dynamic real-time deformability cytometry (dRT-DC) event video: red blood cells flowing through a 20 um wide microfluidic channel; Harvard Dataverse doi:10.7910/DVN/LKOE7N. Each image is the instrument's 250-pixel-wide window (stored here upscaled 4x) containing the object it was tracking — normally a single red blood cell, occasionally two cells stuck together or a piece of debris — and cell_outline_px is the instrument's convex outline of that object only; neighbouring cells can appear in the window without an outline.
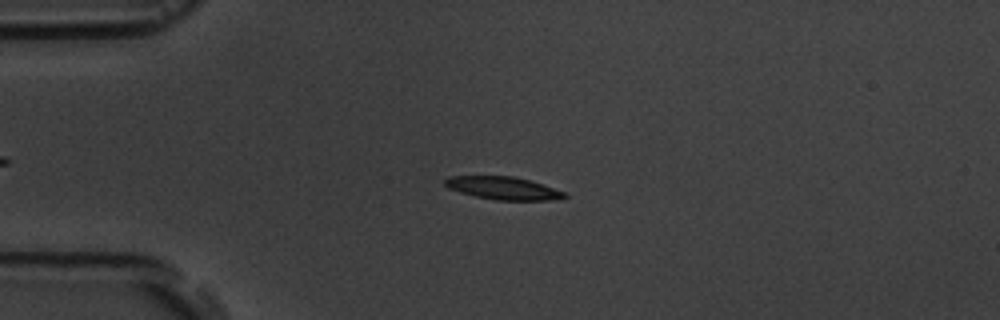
{"species": "common noctule bat (a hibernating species)", "species_latin": "Nyctalus noctula", "temperature_condition": "room temperature", "stored_images_in_passage": 6, "camera_frame_rate_fps": 3000, "um_per_image_px": 0.085, "animal": {"sex": "male", "body_mass_g": 19.5, "forearm_length_mm": 54.6}, "frame": {"image": 1, "passage_image": 3, "time_ms": 2.333, "image_size_px": [1000, 320], "cell_outline_px": [[568, 196], [552, 200], [496, 200], [476, 196], [460, 192], [448, 188], [444, 184], [444, 180], [448, 176], [512, 176], [528, 180], [564, 192]], "centroid_in_image_um": [42.71, 15.99], "position_along_channel_um": 42.3, "area_um2": 15.61}}
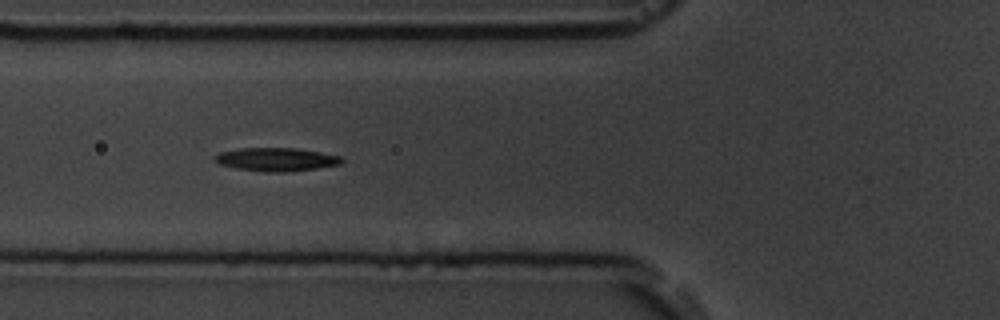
{"frame": {"image": 2, "passage_image": 5, "time_ms": 4.667, "image_size_px": [1000, 320], "cell_outline_px": [[344, 160], [340, 164], [316, 168], [284, 172], [264, 172], [236, 168], [220, 164], [216, 160], [216, 156], [220, 152], [240, 148], [296, 148], [320, 152], [340, 156]], "centroid_in_image_um": [23.5, 13.55], "position_along_channel_um": 102.3, "area_um2": 17.05}}
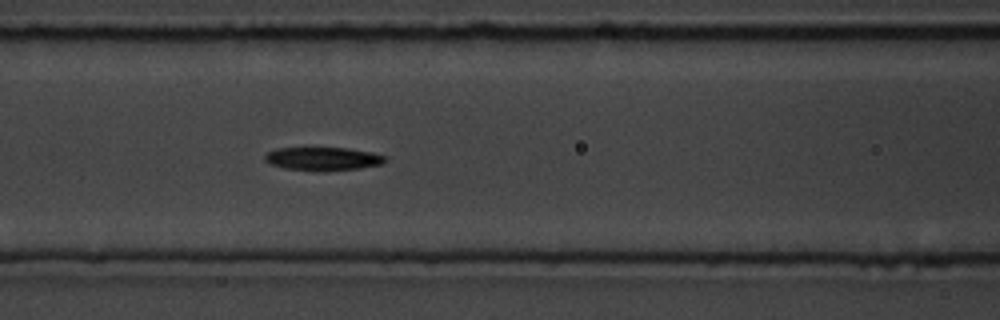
{"frame": {"image": 3, "passage_image": 6, "time_ms": 5.667, "image_size_px": [1000, 320], "cell_outline_px": [[388, 160], [380, 164], [360, 168], [324, 172], [316, 172], [284, 168], [272, 164], [264, 160], [264, 156], [268, 152], [276, 148], [348, 148], [372, 152], [384, 156]], "centroid_in_image_um": [27.44, 13.51], "position_along_channel_um": 139.2, "area_um2": 16.53}}